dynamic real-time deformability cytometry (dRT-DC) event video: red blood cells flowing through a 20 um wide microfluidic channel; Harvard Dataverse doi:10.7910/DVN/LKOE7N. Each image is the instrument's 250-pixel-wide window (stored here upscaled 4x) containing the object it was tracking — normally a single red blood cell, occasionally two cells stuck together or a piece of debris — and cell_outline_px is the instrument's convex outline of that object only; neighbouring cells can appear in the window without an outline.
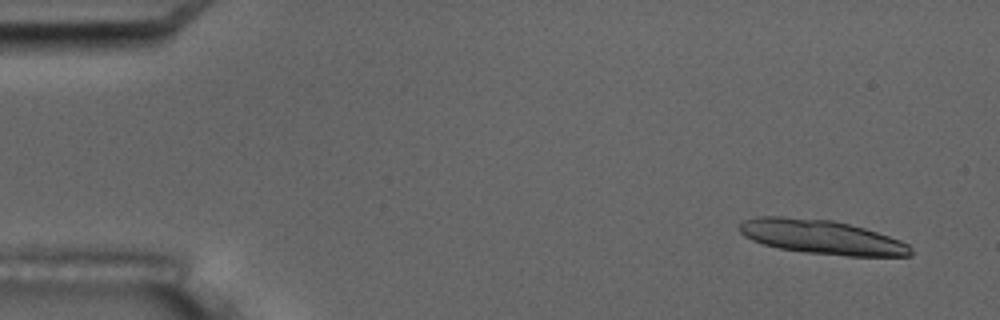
{"species": "common noctule bat (a hibernating species)", "species_latin": "Nyctalus noctula", "temperature_condition": "room temperature", "stored_images_in_passage": 5, "camera_frame_rate_fps": 3000, "um_per_image_px": 0.085, "animal": {"sex": "male", "body_mass_g": 17.5, "forearm_length_mm": 52.3}, "frame": {"image": 1, "passage_image": 1, "time_ms": 0.0, "image_size_px": [1000, 320], "cell_outline_px": [[912, 256], [848, 256], [808, 252], [780, 248], [764, 244], [752, 240], [744, 236], [740, 232], [740, 224], [744, 220], [756, 216], [780, 216], [832, 220], [864, 228], [900, 240], [908, 244], [912, 248]], "centroid_in_image_um": [69.84, 20.14], "position_along_channel_um": 15.2, "area_um2": 33.87}}